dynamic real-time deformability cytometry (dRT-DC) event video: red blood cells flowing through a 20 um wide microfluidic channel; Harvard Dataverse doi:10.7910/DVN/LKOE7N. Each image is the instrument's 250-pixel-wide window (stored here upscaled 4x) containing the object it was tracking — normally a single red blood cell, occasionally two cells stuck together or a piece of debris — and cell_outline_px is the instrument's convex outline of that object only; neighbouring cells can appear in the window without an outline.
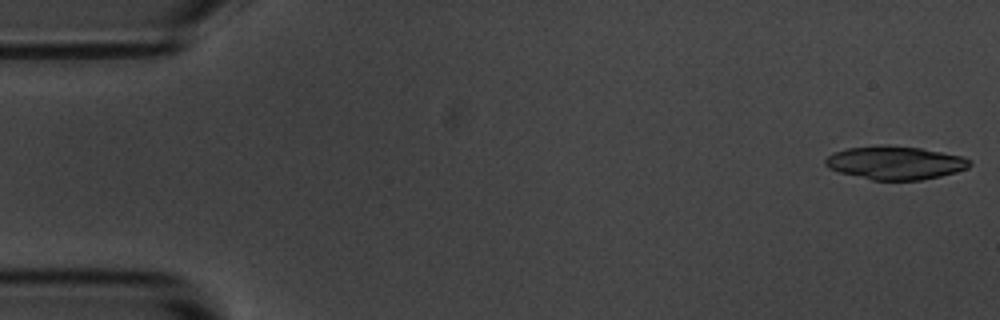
{"species": "common noctule bat (a hibernating species)", "species_latin": "Nyctalus noctula", "temperature_condition": "room temperature", "stored_images_in_passage": 16, "camera_frame_rate_fps": 3000, "um_per_image_px": 0.085, "animal": {"sex": "male", "body_mass_g": 20.1, "forearm_length_mm": 53.5}, "frame": {"image": 1, "passage_image": 1, "time_ms": 0.0, "image_size_px": [1000, 320], "cell_outline_px": [[972, 164], [968, 168], [956, 172], [940, 176], [920, 180], [872, 180], [840, 172], [828, 168], [824, 164], [824, 160], [828, 156], [836, 152], [848, 148], [880, 144], [888, 144], [920, 148], [964, 156], [972, 160]], "centroid_in_image_um": [76.12, 13.82], "position_along_channel_um": 8.9, "area_um2": 28.26}}